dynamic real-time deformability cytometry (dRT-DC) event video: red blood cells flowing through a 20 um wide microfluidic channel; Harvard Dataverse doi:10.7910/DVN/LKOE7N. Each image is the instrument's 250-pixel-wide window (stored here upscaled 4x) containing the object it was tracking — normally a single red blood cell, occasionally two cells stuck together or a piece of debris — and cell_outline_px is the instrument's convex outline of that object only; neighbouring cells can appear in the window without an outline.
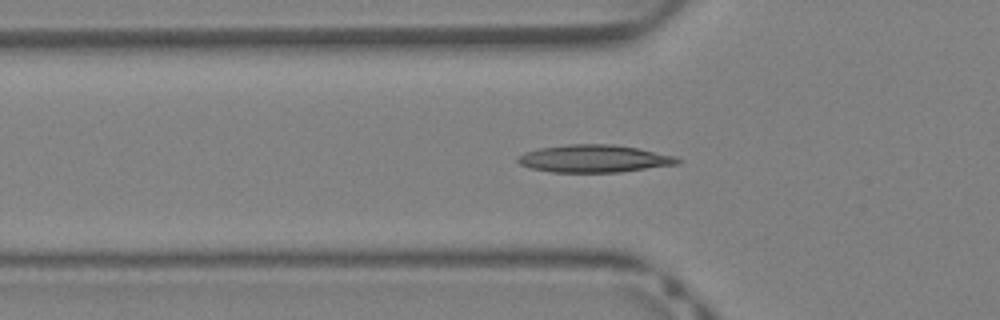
{"species": "Egyptian fruit bat (a non-hibernating species)", "species_latin": "Rousettus aegyptiacus", "temperature_condition": "warm", "stored_images_in_passage": 29, "camera_frame_rate_fps": 3000, "um_per_image_px": 0.085, "animal": {"sex": "female"}, "frame": {"image": 1, "passage_image": 2, "time_ms": 0.333, "image_size_px": [1000, 320], "cell_outline_px": [[684, 160], [680, 164], [620, 172], [552, 172], [532, 168], [520, 164], [516, 160], [520, 156], [528, 152], [540, 148], [568, 144], [612, 144], [640, 148], [676, 156]], "centroid_in_image_um": [50.61, 13.48], "position_along_channel_um": 75.2, "area_um2": 25.66}}
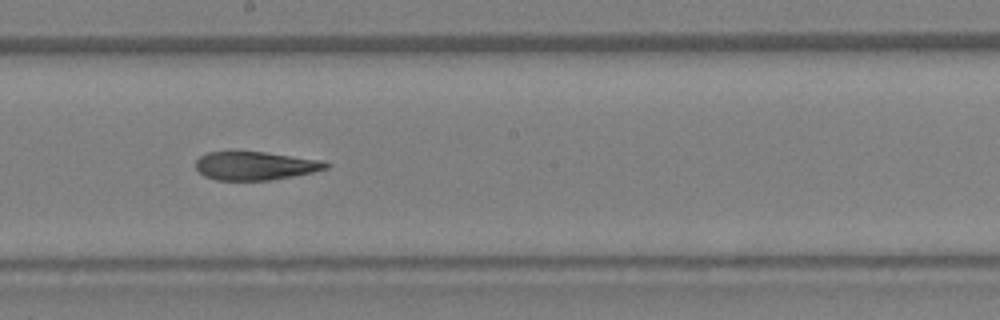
{"frame": {"image": 2, "passage_image": 11, "time_ms": 3.333, "image_size_px": [1000, 320], "cell_outline_px": [[332, 164], [328, 168], [312, 172], [292, 176], [268, 180], [216, 180], [204, 176], [196, 168], [196, 160], [200, 156], [208, 152], [264, 152], [324, 160]], "centroid_in_image_um": [21.72, 14.09], "position_along_channel_um": 226.5, "area_um2": 21.5}}
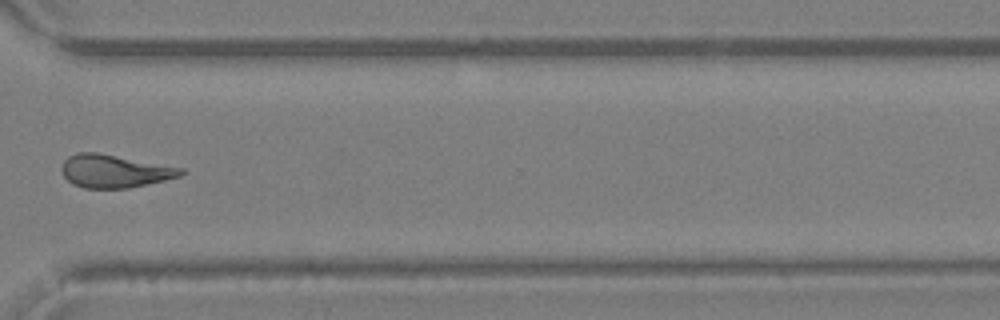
{"frame": {"image": 3, "passage_image": 19, "time_ms": 6.0, "image_size_px": [1000, 320], "cell_outline_px": [[188, 172], [180, 176], [164, 180], [128, 188], [84, 188], [72, 184], [64, 176], [60, 168], [64, 160], [68, 156], [76, 152], [96, 152], [184, 168]], "centroid_in_image_um": [9.72, 14.54], "position_along_channel_um": 360.9, "area_um2": 22.95}}